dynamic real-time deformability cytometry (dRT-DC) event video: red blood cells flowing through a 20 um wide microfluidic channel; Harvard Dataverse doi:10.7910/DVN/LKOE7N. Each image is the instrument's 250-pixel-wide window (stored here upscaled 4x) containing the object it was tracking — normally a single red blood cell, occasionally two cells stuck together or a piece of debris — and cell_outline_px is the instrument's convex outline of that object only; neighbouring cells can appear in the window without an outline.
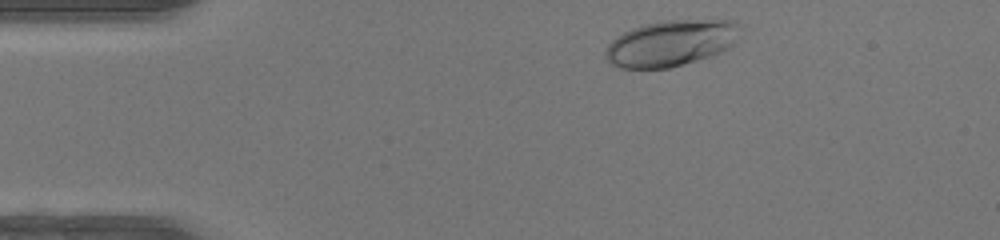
{"species": "human", "species_latin": "Homo sapiens", "temperature_condition": "warm", "stored_images_in_passage": 34, "camera_frame_rate_fps": 3000, "um_per_image_px": 0.085, "donor": {"sex": "female"}, "frame": {"image": 1, "passage_image": 2, "time_ms": 0.333, "image_size_px": [1000, 240], "cell_outline_px": [[740, 40], [728, 48], [720, 52], [684, 64], [668, 68], [620, 68], [612, 64], [604, 56], [604, 52], [608, 44], [616, 36], [632, 28], [644, 24], [660, 20], [736, 20]], "centroid_in_image_um": [57.02, 3.66], "position_along_channel_um": 28.0, "area_um2": 36.24}}
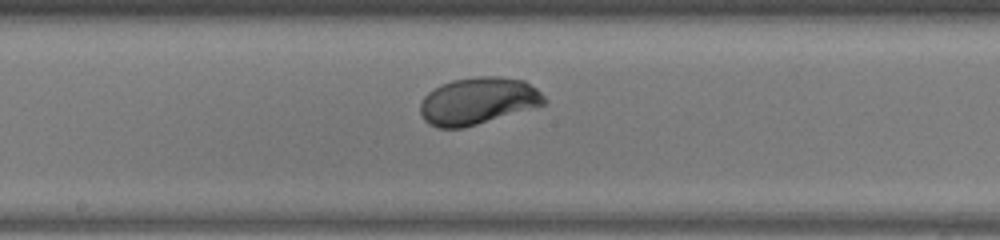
{"frame": {"image": 2, "passage_image": 19, "time_ms": 6.0, "image_size_px": [1000, 240], "cell_outline_px": [[548, 104], [464, 128], [436, 128], [428, 124], [424, 120], [420, 112], [420, 104], [424, 96], [428, 92], [440, 84], [452, 80], [476, 76], [500, 76], [524, 80], [536, 88], [548, 100]], "centroid_in_image_um": [40.63, 8.58], "position_along_channel_um": 207.6, "area_um2": 34.45}}
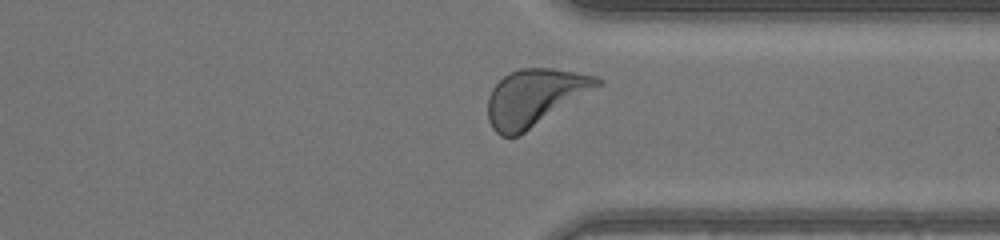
{"frame": {"image": 3, "passage_image": 30, "time_ms": 9.667, "image_size_px": [1000, 240], "cell_outline_px": [[604, 80], [600, 84], [520, 136], [500, 136], [492, 128], [488, 120], [488, 96], [492, 88], [504, 76], [520, 68], [552, 68], [596, 76]], "centroid_in_image_um": [45.39, 8.29], "position_along_channel_um": 366.0, "area_um2": 35.6}, "authors_computed_cell_mechanics": {"area_um2": 34.102, "velocity_mm_per_s": 4.331, "shape_relaxation_time_tau1_ms": 2.6903, "shape_relaxation_time_tau2_ms": null, "deformation_change_tau1": 0.1657, "deformation_change_tau2": null}}